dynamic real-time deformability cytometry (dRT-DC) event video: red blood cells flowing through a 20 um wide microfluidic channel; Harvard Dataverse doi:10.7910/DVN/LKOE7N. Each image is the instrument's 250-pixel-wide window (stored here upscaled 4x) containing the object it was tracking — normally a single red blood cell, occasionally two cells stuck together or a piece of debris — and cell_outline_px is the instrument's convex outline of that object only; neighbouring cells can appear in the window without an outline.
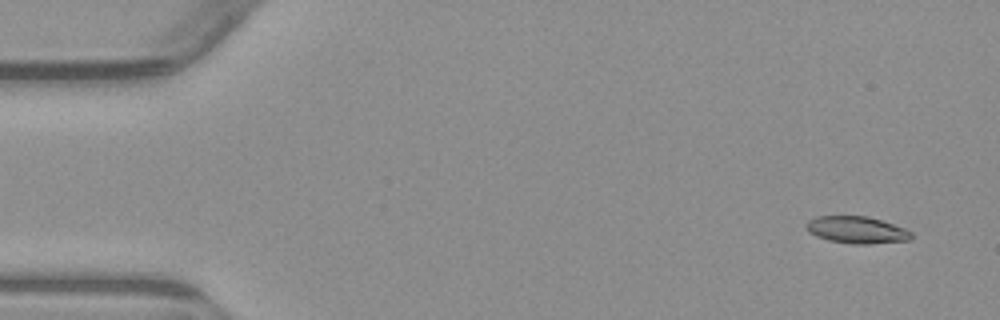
{"species": "common noctule bat (a hibernating species)", "species_latin": "Nyctalus noctula", "temperature_condition": "warm", "stored_images_in_passage": 4, "camera_frame_rate_fps": 3000, "um_per_image_px": 0.085, "animal": {"sex": "male", "body_mass_g": 23.1, "forearm_length_mm": 52.7}, "frame": {"image": 1, "passage_image": 1, "time_ms": 0.0, "image_size_px": [1000, 320], "cell_outline_px": [[912, 236], [908, 240], [868, 244], [852, 244], [828, 240], [816, 236], [808, 232], [804, 224], [808, 220], [816, 216], [868, 216], [904, 228], [912, 232]], "centroid_in_image_um": [72.77, 19.54], "position_along_channel_um": 12.2, "area_um2": 16.53}}
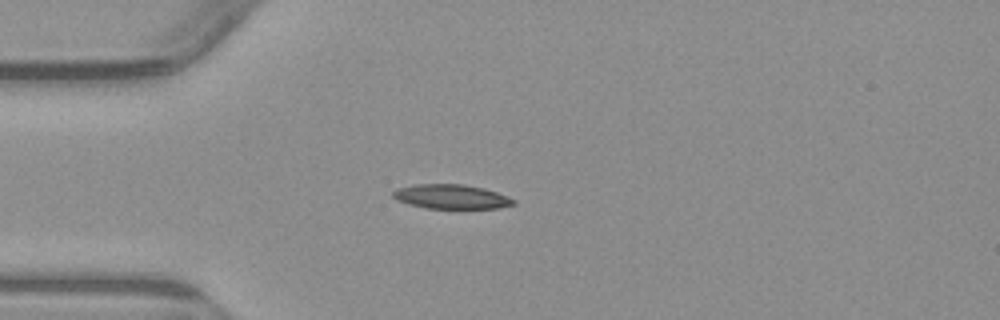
{"frame": {"image": 2, "passage_image": 4, "time_ms": 3.667, "image_size_px": [1000, 320], "cell_outline_px": [[516, 204], [496, 208], [424, 208], [408, 204], [396, 200], [392, 196], [392, 192], [396, 188], [412, 184], [464, 184], [484, 188], [496, 192], [516, 200]], "centroid_in_image_um": [38.31, 16.71], "position_along_channel_um": 46.7, "area_um2": 17.22}}